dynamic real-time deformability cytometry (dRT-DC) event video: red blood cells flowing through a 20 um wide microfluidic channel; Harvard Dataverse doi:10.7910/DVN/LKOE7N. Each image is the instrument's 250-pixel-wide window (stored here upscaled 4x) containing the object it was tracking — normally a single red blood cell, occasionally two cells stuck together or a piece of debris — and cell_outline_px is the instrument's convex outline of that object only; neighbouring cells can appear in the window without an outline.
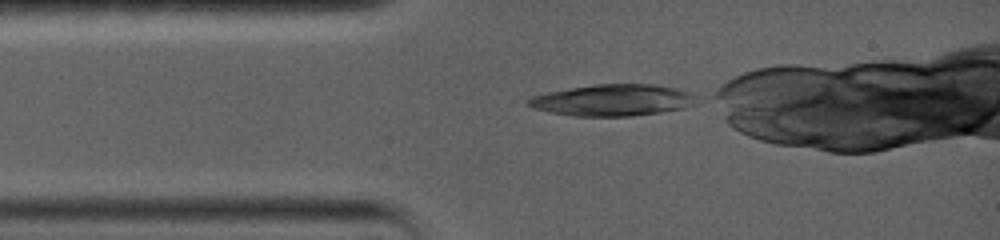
{"species": "common noctule bat (a hibernating species)", "species_latin": "Nyctalus noctula", "temperature_condition": "warm", "stored_images_in_passage": 1, "camera_frame_rate_fps": 5000, "um_per_image_px": 0.085, "animal": {"sex": "female", "body_mass_g": 19.0, "forearm_length_mm": 56.7}, "frame": {"image": 1, "passage_image": 1, "time_ms": 0.0, "image_size_px": [1000, 240], "cell_outline_px": [[696, 104], [684, 108], [660, 112], [632, 116], [572, 116], [548, 112], [532, 108], [524, 104], [524, 100], [532, 96], [548, 92], [596, 84], [656, 84], [680, 88], [696, 96]], "centroid_in_image_um": [52.07, 8.51], "position_along_channel_um": 32.9, "area_um2": 31.21}}